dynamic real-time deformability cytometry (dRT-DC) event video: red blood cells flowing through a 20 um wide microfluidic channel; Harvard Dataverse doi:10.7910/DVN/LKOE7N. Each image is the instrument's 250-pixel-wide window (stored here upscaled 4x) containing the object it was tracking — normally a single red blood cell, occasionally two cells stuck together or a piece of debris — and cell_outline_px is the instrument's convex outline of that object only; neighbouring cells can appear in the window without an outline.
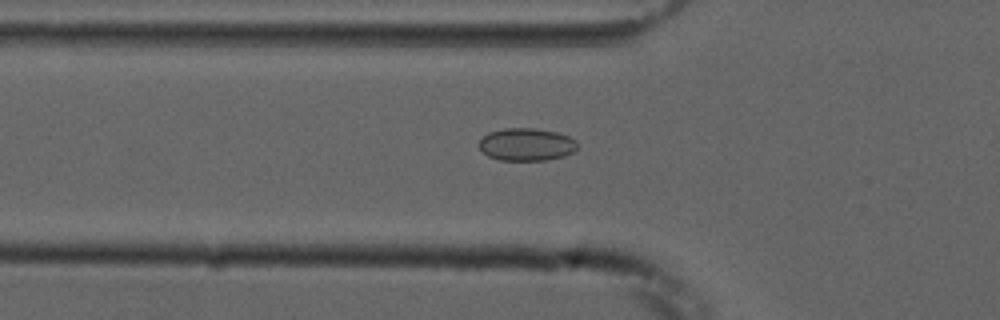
{"species": "common noctule bat (a hibernating species)", "species_latin": "Nyctalus noctula", "temperature_condition": "cold", "stored_images_in_passage": 47, "camera_frame_rate_fps": 3000, "um_per_image_px": 0.085, "animal": {"sex": "male", "forearm_length_mm": 52.5}, "frame": {"image": 1, "passage_image": 11, "time_ms": 3.333, "image_size_px": [1000, 320], "cell_outline_px": [[576, 148], [572, 152], [564, 156], [544, 160], [500, 160], [488, 156], [480, 148], [480, 140], [488, 132], [504, 128], [536, 128], [556, 132], [568, 136], [576, 140]], "centroid_in_image_um": [44.74, 12.27], "position_along_channel_um": 81.1, "area_um2": 18.55}}
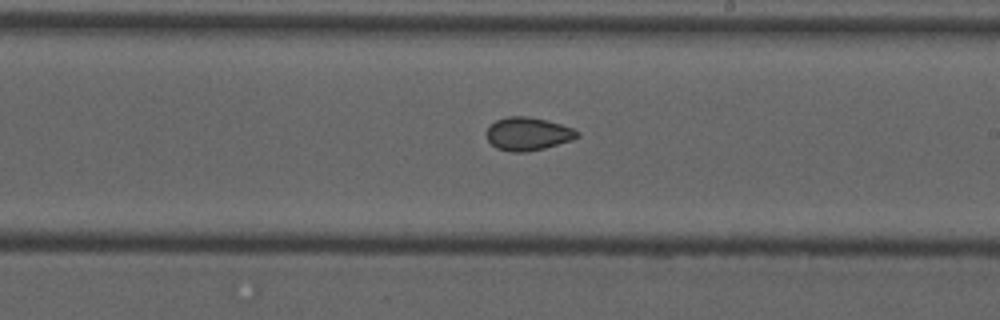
{"frame": {"image": 2, "passage_image": 24, "time_ms": 7.667, "image_size_px": [1000, 320], "cell_outline_px": [[580, 136], [572, 140], [544, 148], [528, 152], [512, 152], [496, 148], [488, 140], [484, 132], [496, 120], [508, 116], [528, 116], [560, 124], [572, 128], [580, 132]], "centroid_in_image_um": [44.86, 11.38], "position_along_channel_um": 244.1, "area_um2": 17.51}}
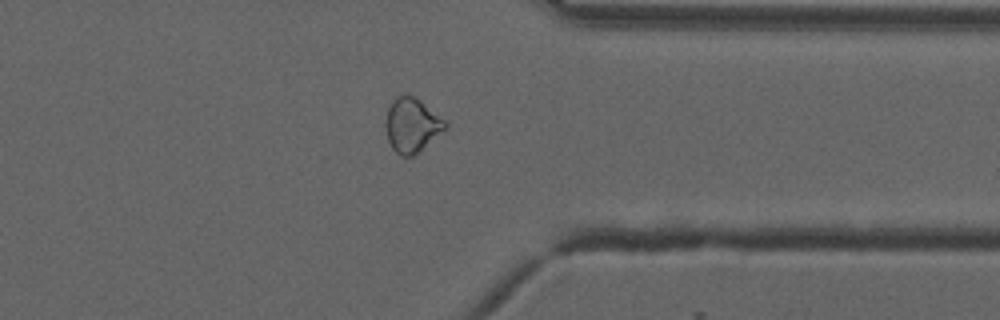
{"frame": {"image": 3, "passage_image": 35, "time_ms": 11.333, "image_size_px": [1000, 320], "cell_outline_px": [[448, 124], [444, 128], [412, 156], [400, 156], [392, 148], [388, 140], [384, 124], [388, 108], [392, 100], [396, 96], [412, 96], [420, 100], [444, 120]], "centroid_in_image_um": [34.94, 10.62], "position_along_channel_um": 376.5, "area_um2": 18.21}, "authors_computed_cell_mechanics": {"area_um2": 18.5538, "velocity_mm_per_s": 3.7502, "shape_relaxation_time_tau1_ms": null, "shape_relaxation_time_tau2_ms": 3.096, "deformation_change_tau1": null, "deformation_change_tau2": 0.0574}}